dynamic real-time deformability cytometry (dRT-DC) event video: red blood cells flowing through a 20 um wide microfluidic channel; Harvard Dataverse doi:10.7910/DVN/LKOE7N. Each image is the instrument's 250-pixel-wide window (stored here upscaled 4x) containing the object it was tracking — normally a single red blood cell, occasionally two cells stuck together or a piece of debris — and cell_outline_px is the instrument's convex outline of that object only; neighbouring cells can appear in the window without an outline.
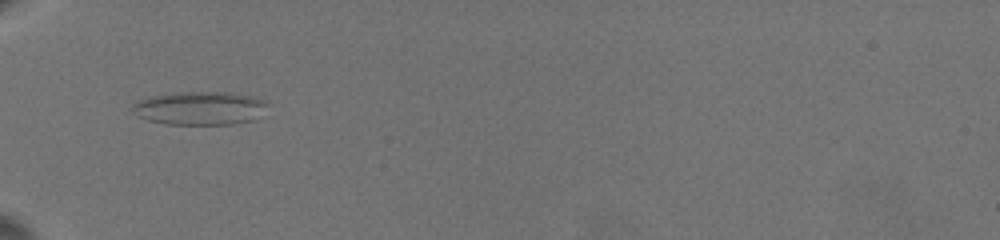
{"species": "common noctule bat (a hibernating species)", "species_latin": "Nyctalus noctula", "temperature_condition": "warm", "stored_images_in_passage": 59, "camera_frame_rate_fps": 3000, "um_per_image_px": 0.085, "animal": {"sex": "female", "body_mass_g": 19.5, "forearm_length_mm": 54.1}, "frame": {"image": 1, "passage_image": 1, "time_ms": 0.0, "image_size_px": [1000, 240], "cell_outline_px": [[268, 104], [252, 120], [236, 124], [164, 124], [148, 120], [136, 116], [132, 112], [132, 104], [136, 100], [156, 96], [192, 92], [224, 92], [252, 96], [264, 100]], "centroid_in_image_um": [16.94, 9.21], "position_along_channel_um": 68.1, "area_um2": 25.89}}
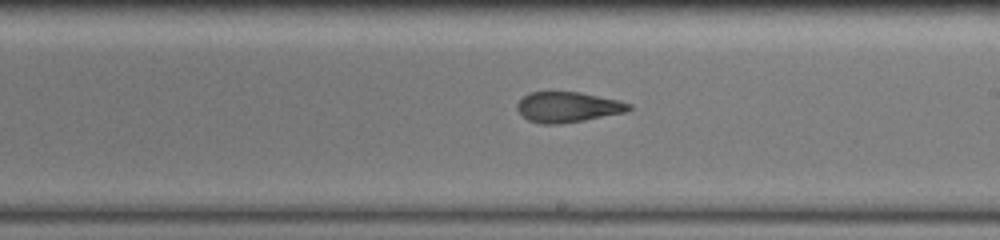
{"frame": {"image": 2, "passage_image": 30, "time_ms": 5.0, "image_size_px": [1000, 240], "cell_outline_px": [[632, 108], [628, 112], [584, 120], [560, 124], [540, 124], [528, 120], [516, 108], [516, 104], [524, 96], [532, 92], [580, 92], [620, 100], [632, 104]], "centroid_in_image_um": [48.31, 9.1], "position_along_channel_um": 240.7, "area_um2": 19.88}}
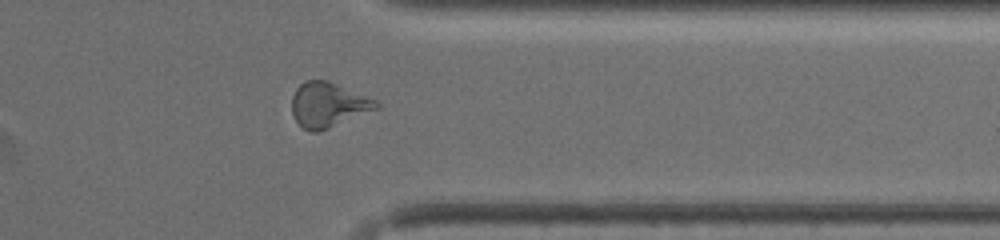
{"frame": {"image": 3, "passage_image": 50, "time_ms": 9.0, "image_size_px": [1000, 240], "cell_outline_px": [[380, 108], [328, 128], [316, 132], [312, 132], [304, 128], [296, 120], [292, 112], [292, 96], [296, 88], [304, 80], [328, 80], [376, 100], [380, 104]], "centroid_in_image_um": [27.89, 8.89], "position_along_channel_um": 383.5, "area_um2": 21.91}, "authors_computed_cell_mechanics": {"area_um2": 20.7502, "velocity_mm_per_s": 3.607, "shape_relaxation_time_tau1_ms": null, "shape_relaxation_time_tau2_ms": 1.6808, "deformation_change_tau1": null, "deformation_change_tau2": 0.0967}}